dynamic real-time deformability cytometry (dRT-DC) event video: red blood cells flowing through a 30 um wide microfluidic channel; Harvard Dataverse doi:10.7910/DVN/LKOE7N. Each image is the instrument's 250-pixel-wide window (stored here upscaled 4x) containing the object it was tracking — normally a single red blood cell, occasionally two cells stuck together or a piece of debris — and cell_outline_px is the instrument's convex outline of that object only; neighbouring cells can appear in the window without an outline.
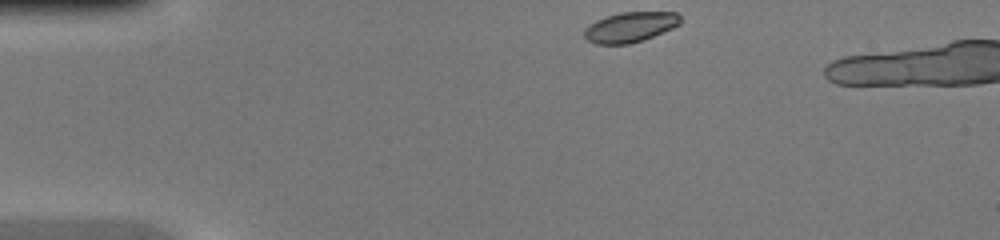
{"species": "common noctule bat (a hibernating species)", "species_latin": "Nyctalus noctula", "temperature_condition": "warm", "stored_images_in_passage": 3, "camera_frame_rate_fps": 3000, "um_per_image_px": 0.085, "animal": {"sex": "female", "body_mass_g": 20.0, "forearm_length_mm": 54.0}, "frame": {"image": 1, "passage_image": 1, "time_ms": 0.0, "image_size_px": [1000, 240], "cell_outline_px": [[680, 24], [672, 28], [652, 36], [628, 44], [596, 44], [588, 40], [584, 36], [584, 28], [596, 20], [620, 12], [676, 12], [680, 16]], "centroid_in_image_um": [53.54, 2.29], "position_along_channel_um": 31.5, "area_um2": 16.65}}